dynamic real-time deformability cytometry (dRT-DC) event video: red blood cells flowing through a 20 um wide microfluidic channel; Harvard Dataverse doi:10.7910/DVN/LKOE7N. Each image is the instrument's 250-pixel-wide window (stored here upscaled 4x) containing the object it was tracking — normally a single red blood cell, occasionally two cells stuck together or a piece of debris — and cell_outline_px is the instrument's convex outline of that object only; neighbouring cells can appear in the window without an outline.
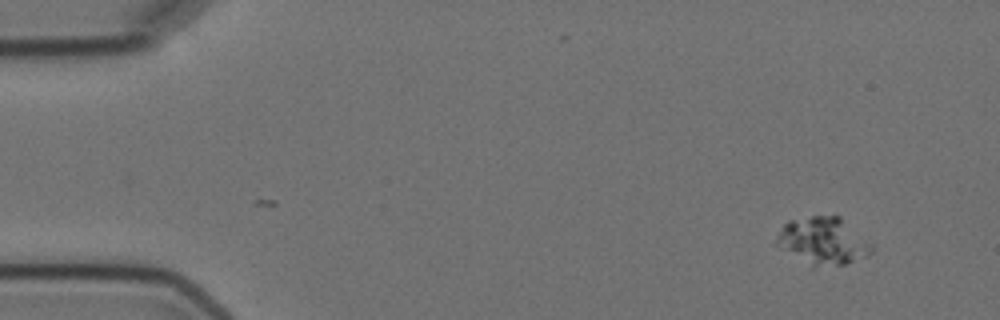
{"species": "Egyptian fruit bat (a non-hibernating species)", "species_latin": "Rousettus aegyptiacus", "temperature_condition": "cold", "stored_images_in_passage": 2, "camera_frame_rate_fps": 3000, "um_per_image_px": 0.085, "animal": {"sex": "female"}, "frame": {"image": 1, "passage_image": 2, "time_ms": 1.0, "image_size_px": [1000, 320], "cell_outline_px": [[872, 252], [868, 256], [844, 264], [812, 268], [776, 248], [772, 244], [776, 236], [784, 224], [788, 220], [812, 216], [840, 216], [872, 244]], "centroid_in_image_um": [69.87, 20.51], "position_along_channel_um": 15.1, "area_um2": 26.82}}